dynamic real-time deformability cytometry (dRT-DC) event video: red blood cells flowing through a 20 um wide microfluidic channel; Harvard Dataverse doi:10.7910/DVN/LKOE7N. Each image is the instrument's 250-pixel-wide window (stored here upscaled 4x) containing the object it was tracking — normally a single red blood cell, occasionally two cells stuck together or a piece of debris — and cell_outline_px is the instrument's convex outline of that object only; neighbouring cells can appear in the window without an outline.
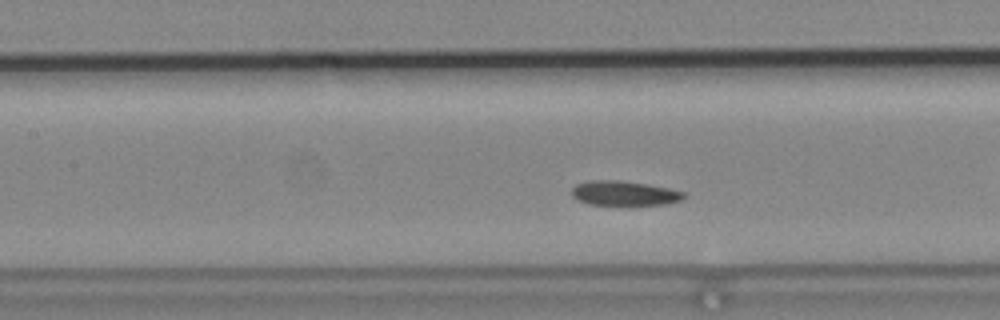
{"species": "common noctule bat (a hibernating species)", "species_latin": "Nyctalus noctula", "temperature_condition": "cold", "stored_images_in_passage": 46, "camera_frame_rate_fps": 3000, "um_per_image_px": 0.085, "animal": {"sex": "male", "body_mass_g": 19.2, "forearm_length_mm": 51.8}, "frame": {"image": 1, "passage_image": 14, "time_ms": 4.333, "image_size_px": [1000, 320], "cell_outline_px": [[684, 196], [680, 200], [668, 204], [628, 208], [588, 204], [576, 200], [572, 196], [572, 188], [576, 184], [592, 180], [620, 180], [648, 184], [668, 188], [684, 192]], "centroid_in_image_um": [53.04, 16.48], "position_along_channel_um": 154.4, "area_um2": 17.05}}
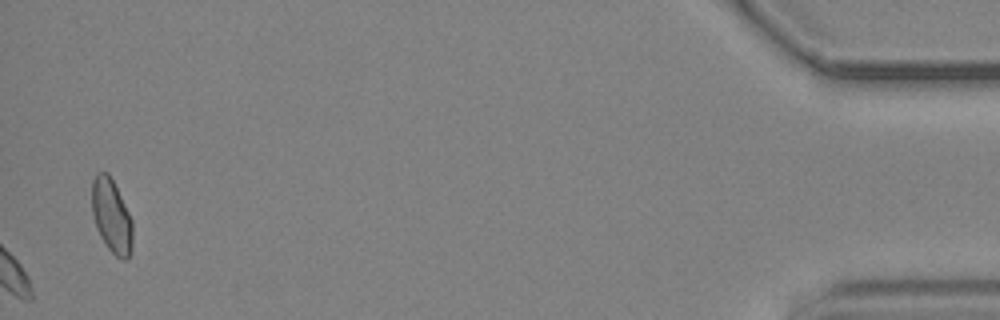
{"frame": {"image": 2, "passage_image": 46, "time_ms": 15.0, "image_size_px": [1000, 320], "cell_outline_px": [[132, 248], [128, 260], [120, 260], [108, 248], [100, 236], [96, 228], [92, 212], [92, 180], [96, 172], [108, 172], [132, 220]], "centroid_in_image_um": [9.47, 18.39], "position_along_channel_um": 425.7, "area_um2": 17.46}, "authors_computed_cell_mechanics": {"area_um2": 16.3863, "velocity_mm_per_s": 3.6474, "shape_relaxation_time_tau1_ms": 8.236, "shape_relaxation_time_tau2_ms": null, "deformation_change_tau1": 0.1175, "deformation_change_tau2": null}}